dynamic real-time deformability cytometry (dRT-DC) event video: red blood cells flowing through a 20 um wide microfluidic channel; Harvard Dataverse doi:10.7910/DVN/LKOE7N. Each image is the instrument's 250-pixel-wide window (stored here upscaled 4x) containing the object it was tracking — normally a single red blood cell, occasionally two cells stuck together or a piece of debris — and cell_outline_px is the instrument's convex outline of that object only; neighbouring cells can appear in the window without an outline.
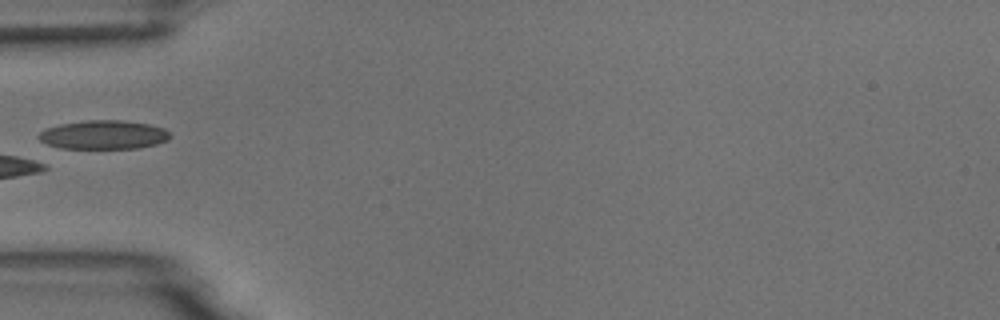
{"species": "common noctule bat (a hibernating species)", "species_latin": "Nyctalus noctula", "temperature_condition": "room temperature", "stored_images_in_passage": 5, "camera_frame_rate_fps": 3000, "um_per_image_px": 0.085, "animal": {"sex": "male", "body_mass_g": 18.8}, "frame": {"image": 1, "passage_image": 4, "time_ms": 4.333, "image_size_px": [1000, 320], "cell_outline_px": [[172, 136], [168, 140], [156, 144], [140, 148], [60, 148], [48, 144], [40, 140], [36, 136], [44, 128], [60, 124], [88, 120], [124, 120], [152, 124], [164, 128]], "centroid_in_image_um": [8.82, 11.45], "position_along_channel_um": 76.2, "area_um2": 22.25}}